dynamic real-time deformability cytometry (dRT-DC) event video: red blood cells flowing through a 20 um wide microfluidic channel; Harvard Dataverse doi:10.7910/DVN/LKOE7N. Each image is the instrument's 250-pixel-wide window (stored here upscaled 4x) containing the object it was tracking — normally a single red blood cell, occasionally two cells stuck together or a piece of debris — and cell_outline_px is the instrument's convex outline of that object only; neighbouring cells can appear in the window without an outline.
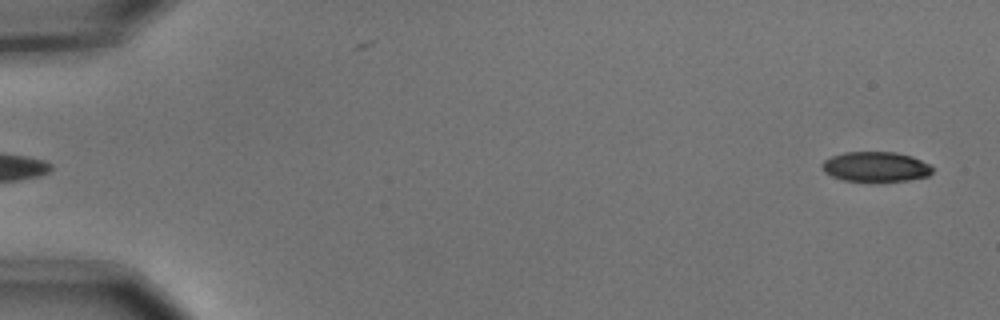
{"species": "common noctule bat (a hibernating species)", "species_latin": "Nyctalus noctula", "temperature_condition": "cold", "stored_images_in_passage": 5, "segment_of_instrument_passage": [2, 2], "camera_frame_rate_fps": 3000, "um_per_image_px": 0.085, "animal": {"sex": "male", "body_mass_g": 15.6}, "frame": {"image": 1, "passage_image": 5, "time_ms": 1.333, "image_size_px": [1000, 320], "cell_outline_px": [[932, 172], [928, 176], [908, 180], [876, 184], [844, 180], [832, 176], [824, 172], [820, 168], [820, 164], [824, 160], [832, 156], [844, 152], [896, 152], [912, 156], [932, 164]], "centroid_in_image_um": [74.43, 14.21], "position_along_channel_um": 10.6, "area_um2": 20.11}}